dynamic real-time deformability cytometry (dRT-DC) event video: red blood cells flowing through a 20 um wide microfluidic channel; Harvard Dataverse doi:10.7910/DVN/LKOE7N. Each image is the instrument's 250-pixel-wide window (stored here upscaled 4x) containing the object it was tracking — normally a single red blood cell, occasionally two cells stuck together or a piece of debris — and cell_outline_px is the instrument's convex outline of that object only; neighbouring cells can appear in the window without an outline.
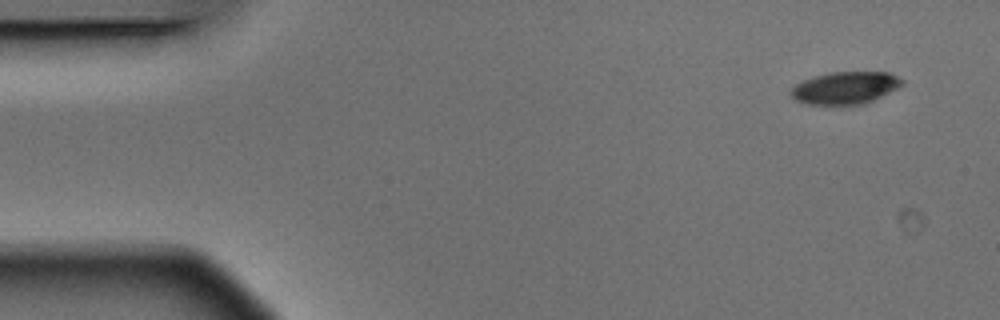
{"species": "Egyptian fruit bat (a non-hibernating species)", "species_latin": "Rousettus aegyptiacus", "temperature_condition": "warm", "stored_images_in_passage": 7, "camera_frame_rate_fps": 3000, "um_per_image_px": 0.085, "animal": {"sex": "male"}, "frame": {"image": 1, "passage_image": 1, "time_ms": 0.0, "image_size_px": [1000, 320], "cell_outline_px": [[904, 84], [864, 104], [804, 104], [796, 100], [788, 92], [796, 84], [804, 80], [816, 76], [832, 72], [888, 72], [904, 80]], "centroid_in_image_um": [71.82, 7.46], "position_along_channel_um": 13.2, "area_um2": 20.63}}
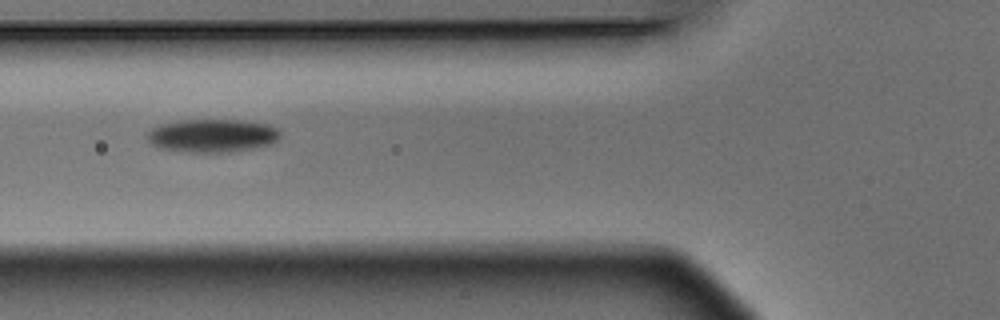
{"frame": {"image": 2, "passage_image": 6, "time_ms": 1.667, "image_size_px": [1000, 320], "cell_outline_px": [[280, 136], [276, 144], [252, 148], [224, 152], [188, 152], [160, 148], [152, 144], [144, 136], [152, 128], [160, 124], [180, 120], [240, 120], [268, 124], [280, 128]], "centroid_in_image_um": [18.07, 11.52], "position_along_channel_um": 107.7, "area_um2": 25.95}}
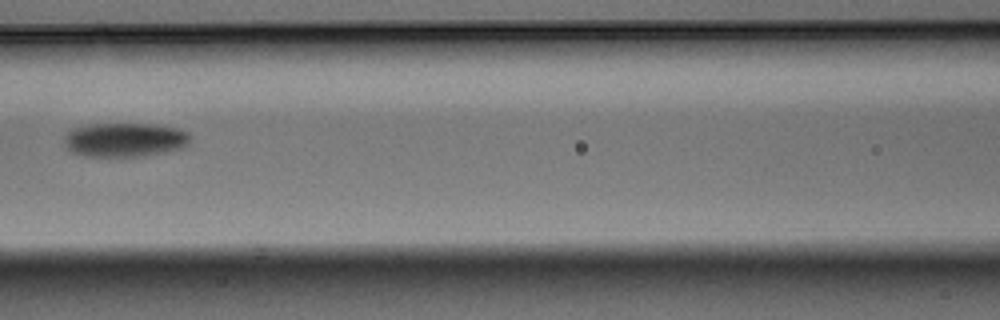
{"frame": {"image": 3, "passage_image": 7, "time_ms": 2.0, "image_size_px": [1000, 320], "cell_outline_px": [[192, 136], [188, 144], [184, 148], [144, 156], [84, 156], [72, 152], [64, 144], [64, 136], [72, 128], [88, 124], [152, 124], [176, 128], [188, 132]], "centroid_in_image_um": [10.62, 11.88], "position_along_channel_um": 156.0, "area_um2": 25.2}}